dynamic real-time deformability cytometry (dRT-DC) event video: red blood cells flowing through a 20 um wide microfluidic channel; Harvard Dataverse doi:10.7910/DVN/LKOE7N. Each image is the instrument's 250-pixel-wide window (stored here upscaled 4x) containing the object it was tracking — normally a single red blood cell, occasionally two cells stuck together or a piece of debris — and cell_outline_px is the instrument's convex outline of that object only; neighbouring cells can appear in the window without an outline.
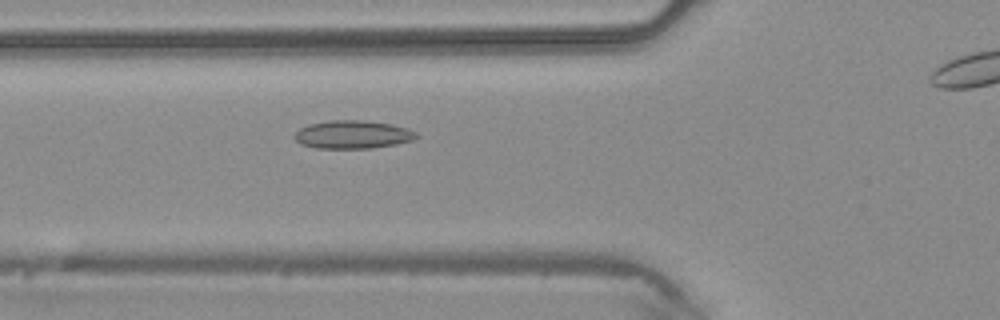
{"species": "common noctule bat (a hibernating species)", "species_latin": "Nyctalus noctula", "temperature_condition": "warm", "stored_images_in_passage": 30, "camera_frame_rate_fps": 3000, "um_per_image_px": 0.085, "animal": {"sex": "male", "body_mass_g": 20.4}, "frame": {"image": 1, "passage_image": 6, "time_ms": 1.667, "image_size_px": [1000, 320], "cell_outline_px": [[420, 136], [412, 140], [396, 144], [372, 148], [316, 148], [300, 144], [292, 136], [300, 128], [308, 124], [328, 120], [364, 120], [392, 124], [408, 128], [416, 132]], "centroid_in_image_um": [29.98, 11.43], "position_along_channel_um": 95.8, "area_um2": 20.17}}
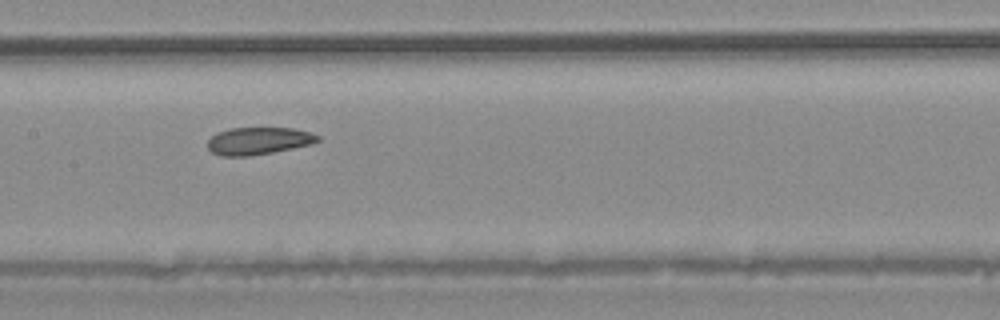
{"frame": {"image": 2, "passage_image": 12, "time_ms": 3.667, "image_size_px": [1000, 320], "cell_outline_px": [[320, 140], [312, 144], [272, 152], [248, 156], [220, 156], [212, 152], [208, 148], [208, 140], [212, 136], [228, 128], [292, 128], [312, 132], [320, 136]], "centroid_in_image_um": [21.99, 11.97], "position_along_channel_um": 185.4, "area_um2": 17.51}}
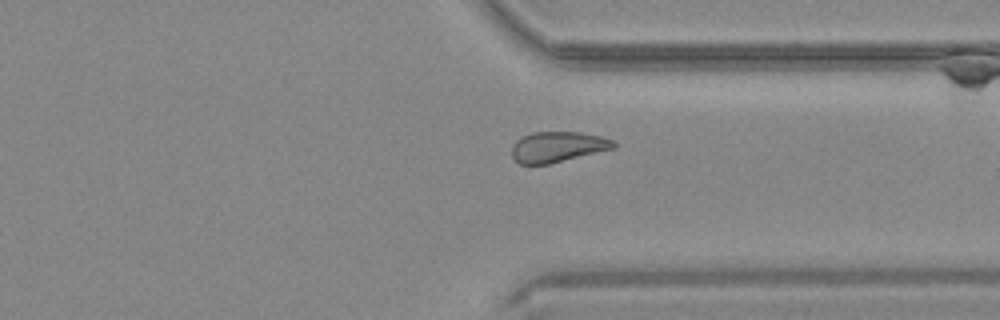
{"frame": {"image": 3, "passage_image": 24, "time_ms": 7.667, "image_size_px": [1000, 320], "cell_outline_px": [[616, 148], [548, 164], [520, 164], [512, 156], [512, 144], [516, 140], [532, 132], [580, 132], [600, 136], [612, 140], [616, 144]], "centroid_in_image_um": [47.4, 12.48], "position_along_channel_um": 364.0, "area_um2": 18.03}}